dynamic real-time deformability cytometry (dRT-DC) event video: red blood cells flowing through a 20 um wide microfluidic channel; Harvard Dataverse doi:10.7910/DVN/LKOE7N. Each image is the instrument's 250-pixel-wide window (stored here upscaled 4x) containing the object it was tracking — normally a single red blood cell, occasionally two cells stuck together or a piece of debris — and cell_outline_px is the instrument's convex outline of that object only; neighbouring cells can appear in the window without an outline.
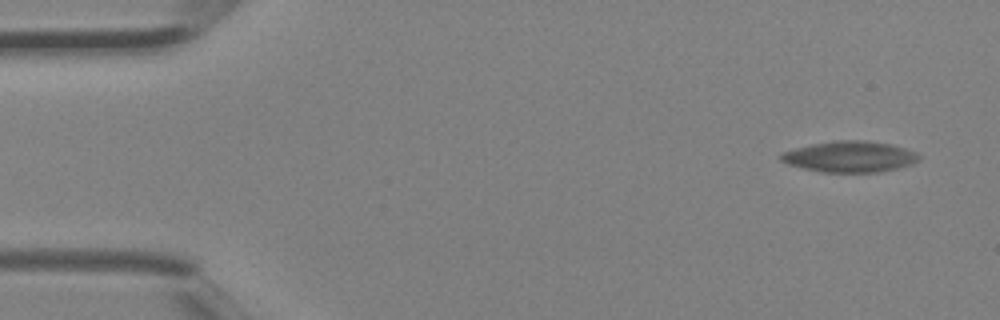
{"species": "Egyptian fruit bat (a non-hibernating species)", "species_latin": "Rousettus aegyptiacus", "temperature_condition": "room temperature", "stored_images_in_passage": 4, "segment_of_instrument_passage": [2, 2], "camera_frame_rate_fps": 3000, "um_per_image_px": 0.085, "animal": {"sex": "female"}, "frame": {"image": 1, "passage_image": 4, "time_ms": 1.0, "image_size_px": [1000, 320], "cell_outline_px": [[920, 160], [912, 164], [880, 172], [824, 172], [804, 168], [788, 164], [780, 160], [780, 156], [784, 152], [796, 148], [812, 144], [836, 140], [864, 140], [892, 144], [916, 152], [920, 156]], "centroid_in_image_um": [72.27, 13.31], "position_along_channel_um": 12.7, "area_um2": 24.8}}